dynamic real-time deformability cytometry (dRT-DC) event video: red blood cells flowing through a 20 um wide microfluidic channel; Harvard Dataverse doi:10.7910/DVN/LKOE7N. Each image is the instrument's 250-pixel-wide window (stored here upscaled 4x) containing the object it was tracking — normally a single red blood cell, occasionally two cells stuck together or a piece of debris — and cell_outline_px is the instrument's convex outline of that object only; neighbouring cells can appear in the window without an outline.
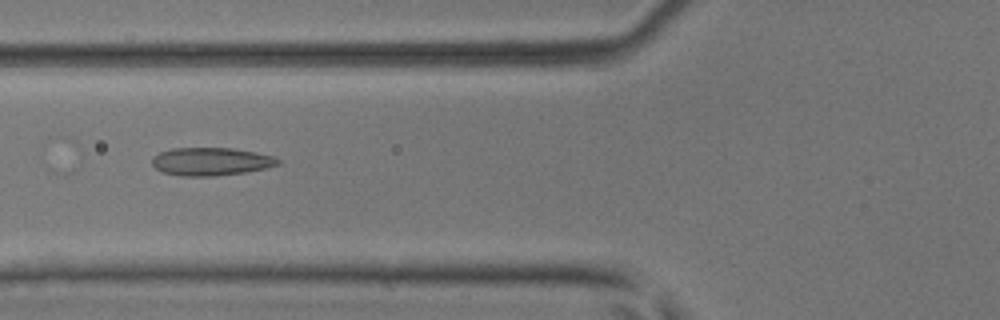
{"species": "common noctule bat (a hibernating species)", "species_latin": "Nyctalus noctula", "temperature_condition": "room temperature", "stored_images_in_passage": 51, "camera_frame_rate_fps": 3000, "um_per_image_px": 0.085, "animal": {"sex": "male", "body_mass_g": 17.9, "forearm_length_mm": 54.2}, "frame": {"image": 1, "passage_image": 20, "time_ms": 6.333, "image_size_px": [1000, 320], "cell_outline_px": [[280, 164], [264, 168], [244, 172], [216, 176], [180, 176], [160, 172], [152, 164], [152, 156], [160, 152], [172, 148], [232, 148], [256, 152], [272, 156], [280, 160]], "centroid_in_image_um": [17.89, 13.73], "position_along_channel_um": 107.9, "area_um2": 20.58}}
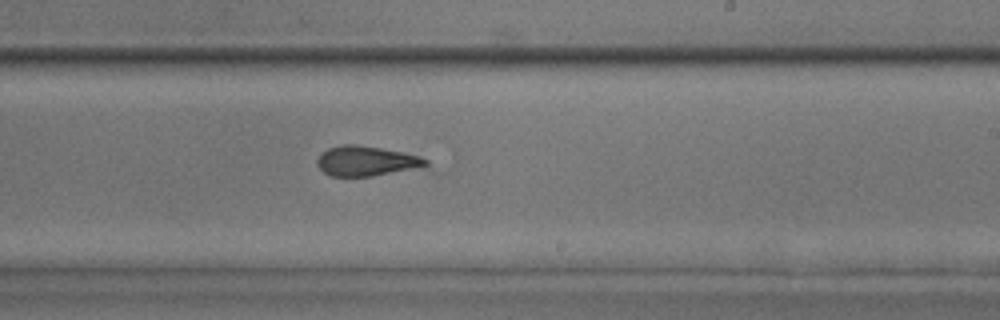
{"frame": {"image": 2, "passage_image": 31, "time_ms": 10.0, "image_size_px": [1000, 320], "cell_outline_px": [[432, 172], [372, 176], [328, 176], [316, 164], [316, 160], [328, 148], [340, 144], [356, 144], [404, 152], [420, 156], [428, 160]], "centroid_in_image_um": [31.41, 13.74], "position_along_channel_um": 257.6, "area_um2": 20.4}}
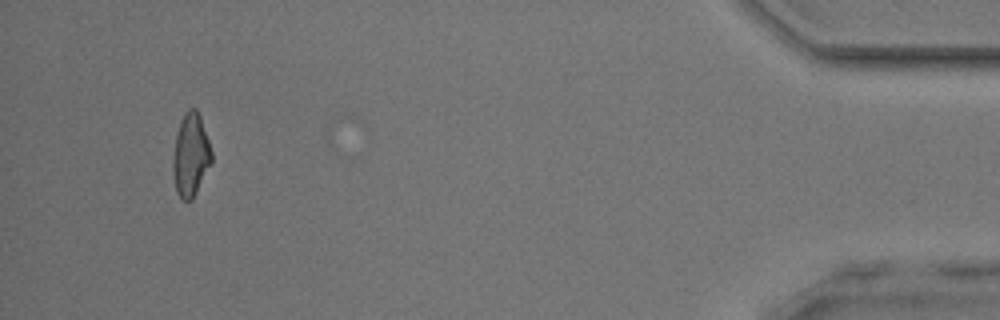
{"frame": {"image": 3, "passage_image": 48, "time_ms": 15.667, "image_size_px": [1000, 320], "cell_outline_px": [[212, 160], [192, 200], [184, 200], [176, 192], [172, 176], [172, 160], [176, 136], [180, 120], [184, 112], [188, 108], [196, 108], [200, 116], [212, 152]], "centroid_in_image_um": [16.18, 13.16], "position_along_channel_um": 419.0, "area_um2": 18.61}, "authors_computed_cell_mechanics": {"area_um2": 19.5364, "velocity_mm_per_s": 4.112, "shape_relaxation_time_tau1_ms": null, "shape_relaxation_time_tau2_ms": 1.6479, "deformation_change_tau1": null, "deformation_change_tau2": 0.0867}}